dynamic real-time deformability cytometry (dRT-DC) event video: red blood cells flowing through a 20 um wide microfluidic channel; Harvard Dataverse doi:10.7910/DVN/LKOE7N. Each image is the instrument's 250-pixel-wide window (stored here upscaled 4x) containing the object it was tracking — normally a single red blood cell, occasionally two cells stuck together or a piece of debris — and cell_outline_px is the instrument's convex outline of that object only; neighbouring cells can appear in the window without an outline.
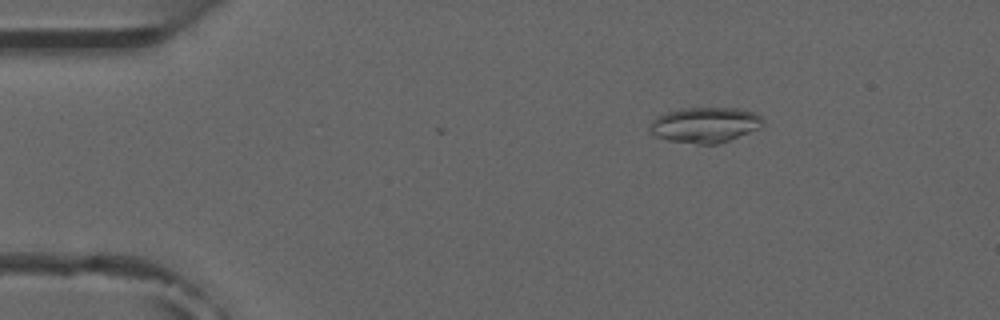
{"species": "common noctule bat (a hibernating species)", "species_latin": "Nyctalus noctula", "temperature_condition": "room temperature", "stored_images_in_passage": 5, "camera_frame_rate_fps": 3000, "um_per_image_px": 0.085, "animal": {"sex": "male", "forearm_length_mm": 52.5}, "frame": {"image": 1, "passage_image": 1, "time_ms": 0.0, "image_size_px": [1000, 320], "cell_outline_px": [[764, 124], [760, 128], [728, 140], [716, 144], [696, 144], [668, 140], [656, 136], [648, 128], [652, 120], [656, 116], [664, 112], [680, 108], [736, 108], [756, 112], [764, 120]], "centroid_in_image_um": [59.91, 10.6], "position_along_channel_um": 25.1, "area_um2": 23.47}}